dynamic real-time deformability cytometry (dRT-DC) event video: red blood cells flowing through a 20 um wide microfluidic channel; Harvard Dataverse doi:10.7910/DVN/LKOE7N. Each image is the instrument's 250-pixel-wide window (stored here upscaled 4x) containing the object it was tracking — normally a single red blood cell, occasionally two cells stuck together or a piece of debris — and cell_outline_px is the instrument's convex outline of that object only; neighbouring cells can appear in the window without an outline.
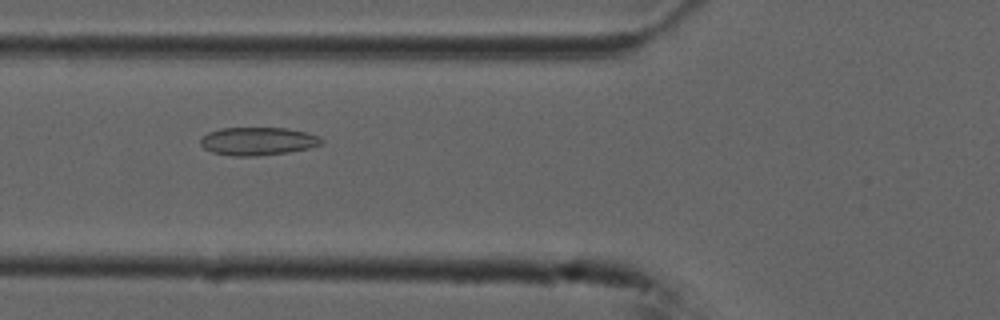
{"species": "common noctule bat (a hibernating species)", "species_latin": "Nyctalus noctula", "temperature_condition": "cold", "stored_images_in_passage": 54, "camera_frame_rate_fps": 3000, "um_per_image_px": 0.085, "animal": {"sex": "male", "forearm_length_mm": 52.5}, "frame": {"image": 1, "passage_image": 20, "time_ms": 6.333, "image_size_px": [1000, 320], "cell_outline_px": [[324, 140], [320, 144], [308, 148], [288, 152], [260, 156], [232, 156], [212, 152], [204, 148], [200, 144], [200, 140], [208, 132], [220, 128], [288, 128], [308, 132], [320, 136]], "centroid_in_image_um": [21.93, 12.0], "position_along_channel_um": 103.9, "area_um2": 19.88}}
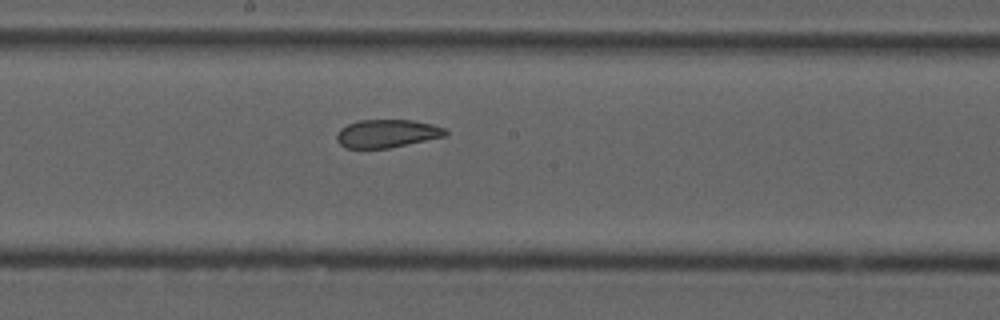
{"frame": {"image": 2, "passage_image": 29, "time_ms": 9.333, "image_size_px": [1000, 320], "cell_outline_px": [[448, 136], [388, 148], [344, 148], [336, 140], [336, 136], [340, 128], [348, 124], [360, 120], [412, 120], [432, 124], [444, 128], [448, 132]], "centroid_in_image_um": [32.9, 11.35], "position_along_channel_um": 215.3, "area_um2": 17.86}}
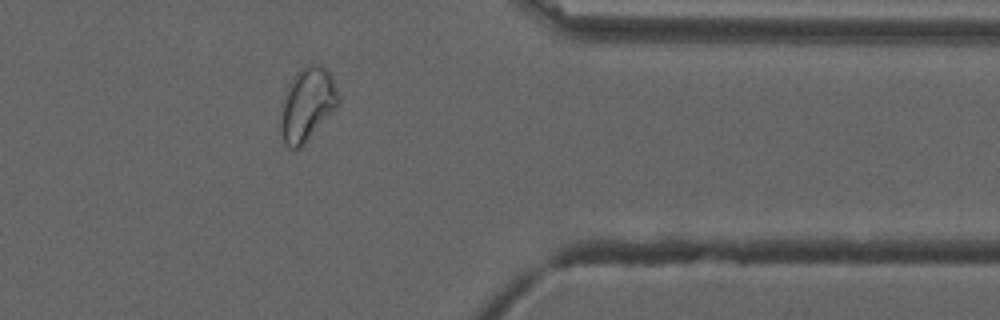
{"frame": {"image": 3, "passage_image": 44, "time_ms": 14.333, "image_size_px": [1000, 320], "cell_outline_px": [[340, 100], [336, 108], [304, 144], [300, 148], [288, 148], [284, 144], [280, 128], [280, 104], [288, 84], [296, 72], [300, 68], [308, 64], [320, 64], [328, 68], [332, 76], [340, 96]], "centroid_in_image_um": [26.1, 8.84], "position_along_channel_um": 385.3, "area_um2": 25.14}, "authors_computed_cell_mechanics": {"area_um2": 22.2819, "velocity_mm_per_s": 3.7101, "shape_relaxation_time_tau1_ms": null, "shape_relaxation_time_tau2_ms": 1.7745, "deformation_change_tau1": null, "deformation_change_tau2": 0.0651}}